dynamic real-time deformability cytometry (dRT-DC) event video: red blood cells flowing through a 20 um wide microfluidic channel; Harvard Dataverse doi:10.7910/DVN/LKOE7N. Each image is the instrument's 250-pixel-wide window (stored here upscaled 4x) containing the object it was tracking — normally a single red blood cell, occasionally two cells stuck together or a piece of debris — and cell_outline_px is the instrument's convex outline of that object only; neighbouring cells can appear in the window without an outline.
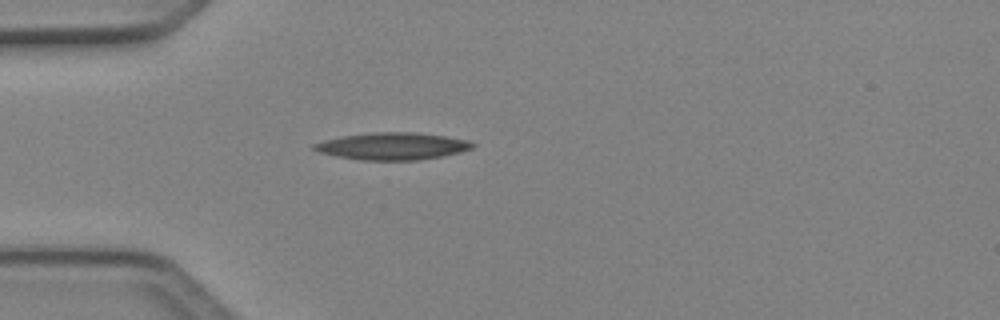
{"species": "Egyptian fruit bat (a non-hibernating species)", "species_latin": "Rousettus aegyptiacus", "temperature_condition": "cold", "stored_images_in_passage": 4, "camera_frame_rate_fps": 3000, "um_per_image_px": 0.085, "animal": {"sex": "female"}, "frame": {"image": 1, "passage_image": 4, "time_ms": 1.0, "image_size_px": [1000, 320], "cell_outline_px": [[476, 144], [472, 148], [460, 152], [444, 156], [420, 160], [360, 160], [336, 156], [320, 152], [312, 148], [312, 144], [324, 140], [340, 136], [372, 132], [416, 132], [444, 136], [468, 140]], "centroid_in_image_um": [33.36, 12.42], "position_along_channel_um": 51.6, "area_um2": 25.2}}